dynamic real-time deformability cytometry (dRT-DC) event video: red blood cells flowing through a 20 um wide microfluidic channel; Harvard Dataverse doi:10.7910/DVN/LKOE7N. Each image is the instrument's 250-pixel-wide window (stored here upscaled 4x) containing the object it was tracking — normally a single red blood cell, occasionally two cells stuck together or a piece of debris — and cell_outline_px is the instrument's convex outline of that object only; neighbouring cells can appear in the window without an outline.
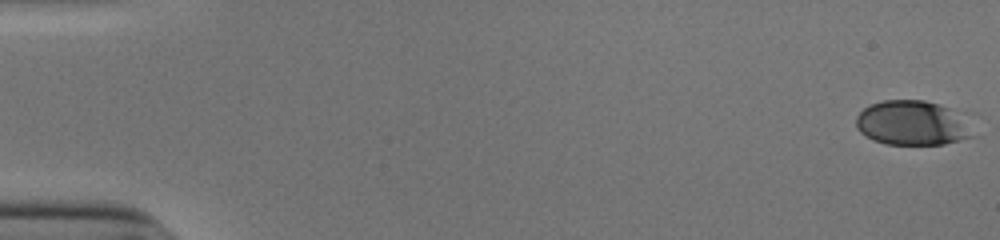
{"species": "human", "species_latin": "Homo sapiens", "temperature_condition": "cold", "stored_images_in_passage": 53, "camera_frame_rate_fps": 3000, "um_per_image_px": 0.085, "donor": {"sex": "male"}, "frame": {"image": 1, "passage_image": 1, "time_ms": 0.0, "image_size_px": [1000, 240], "cell_outline_px": [[976, 136], [944, 144], [888, 144], [872, 140], [860, 132], [856, 128], [856, 116], [868, 104], [884, 100], [924, 100], [940, 104], [948, 108]], "centroid_in_image_um": [77.43, 10.46], "position_along_channel_um": 7.6, "area_um2": 29.77}}
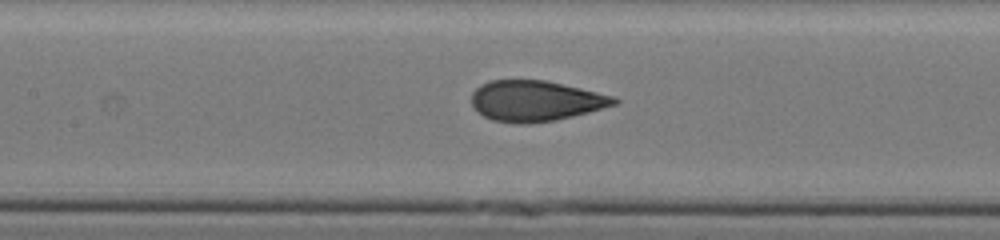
{"frame": {"image": 2, "passage_image": 26, "time_ms": 8.333, "image_size_px": [1000, 240], "cell_outline_px": [[620, 100], [616, 104], [588, 112], [556, 120], [524, 124], [516, 124], [492, 120], [476, 112], [472, 108], [472, 92], [480, 84], [488, 80], [544, 80], [580, 88], [612, 96]], "centroid_in_image_um": [45.45, 8.58], "position_along_channel_um": 161.9, "area_um2": 33.76}}
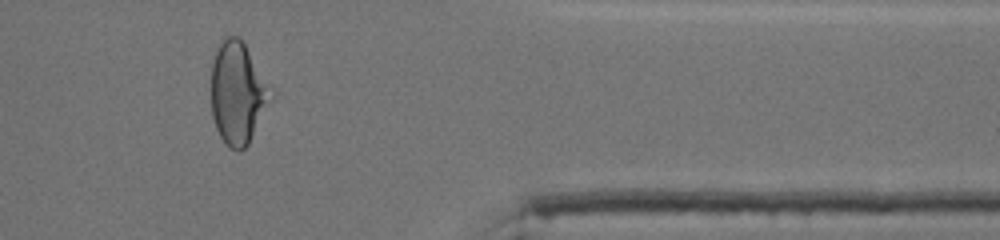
{"frame": {"image": 3, "passage_image": 45, "time_ms": 14.667, "image_size_px": [1000, 240], "cell_outline_px": [[276, 92], [248, 144], [244, 148], [236, 152], [220, 136], [216, 128], [212, 116], [212, 60], [220, 44], [228, 36], [240, 36]], "centroid_in_image_um": [20.25, 7.89], "position_along_channel_um": 391.1, "area_um2": 35.66}, "authors_computed_cell_mechanics": {"area_um2": 33.524, "velocity_mm_per_s": 3.9118, "shape_relaxation_time_tau1_ms": 5.8401, "shape_relaxation_time_tau2_ms": null, "deformation_change_tau1": 0.2095, "deformation_change_tau2": null}}